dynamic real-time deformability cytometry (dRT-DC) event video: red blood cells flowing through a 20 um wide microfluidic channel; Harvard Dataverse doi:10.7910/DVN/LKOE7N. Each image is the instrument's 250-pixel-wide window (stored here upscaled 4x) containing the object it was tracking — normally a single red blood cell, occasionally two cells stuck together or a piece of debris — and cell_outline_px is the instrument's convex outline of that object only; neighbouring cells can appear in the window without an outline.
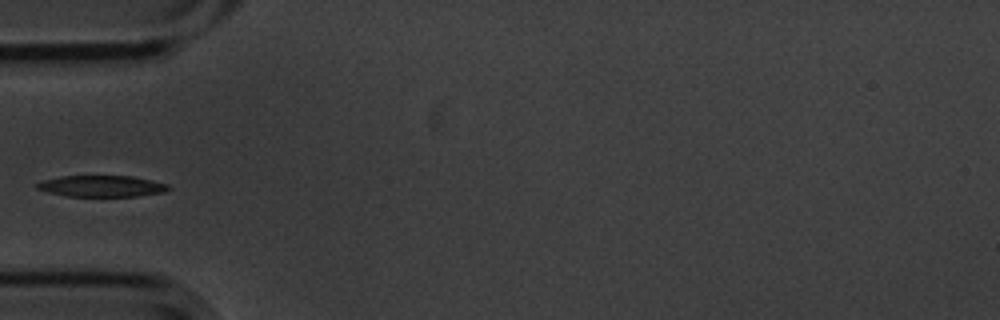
{"species": "common noctule bat (a hibernating species)", "species_latin": "Nyctalus noctula", "temperature_condition": "cold", "stored_images_in_passage": 5, "camera_frame_rate_fps": 3000, "um_per_image_px": 0.085, "animal": {"sex": "male", "body_mass_g": 20.1, "forearm_length_mm": 53.5}, "frame": {"image": 1, "passage_image": 5, "time_ms": 1.333, "image_size_px": [1000, 320], "cell_outline_px": [[172, 188], [164, 192], [136, 196], [68, 196], [48, 192], [36, 188], [36, 184], [44, 180], [60, 176], [132, 176], [152, 180], [168, 184]], "centroid_in_image_um": [8.68, 15.82], "position_along_channel_um": 76.3, "area_um2": 16.24}}